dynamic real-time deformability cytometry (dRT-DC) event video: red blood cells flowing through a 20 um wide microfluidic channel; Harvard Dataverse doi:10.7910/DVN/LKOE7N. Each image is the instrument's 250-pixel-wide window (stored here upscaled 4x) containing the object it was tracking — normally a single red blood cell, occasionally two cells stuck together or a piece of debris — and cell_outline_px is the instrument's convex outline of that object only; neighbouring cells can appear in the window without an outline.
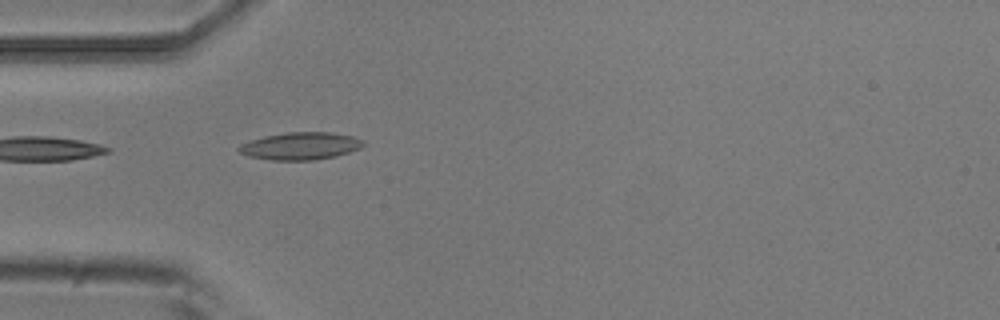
{"species": "common noctule bat (a hibernating species)", "species_latin": "Nyctalus noctula", "temperature_condition": "room temperature", "stored_images_in_passage": 5, "camera_frame_rate_fps": 3000, "um_per_image_px": 0.085, "animal": {"sex": "male", "body_mass_g": 20.5, "forearm_length_mm": 52.5}, "frame": {"image": 1, "passage_image": 5, "time_ms": 1.333, "image_size_px": [1000, 320], "cell_outline_px": [[364, 144], [360, 148], [336, 156], [312, 160], [272, 160], [248, 156], [240, 152], [236, 148], [240, 144], [264, 136], [288, 132], [332, 132], [352, 136], [364, 140]], "centroid_in_image_um": [25.54, 12.4], "position_along_channel_um": 59.5, "area_um2": 19.83}}